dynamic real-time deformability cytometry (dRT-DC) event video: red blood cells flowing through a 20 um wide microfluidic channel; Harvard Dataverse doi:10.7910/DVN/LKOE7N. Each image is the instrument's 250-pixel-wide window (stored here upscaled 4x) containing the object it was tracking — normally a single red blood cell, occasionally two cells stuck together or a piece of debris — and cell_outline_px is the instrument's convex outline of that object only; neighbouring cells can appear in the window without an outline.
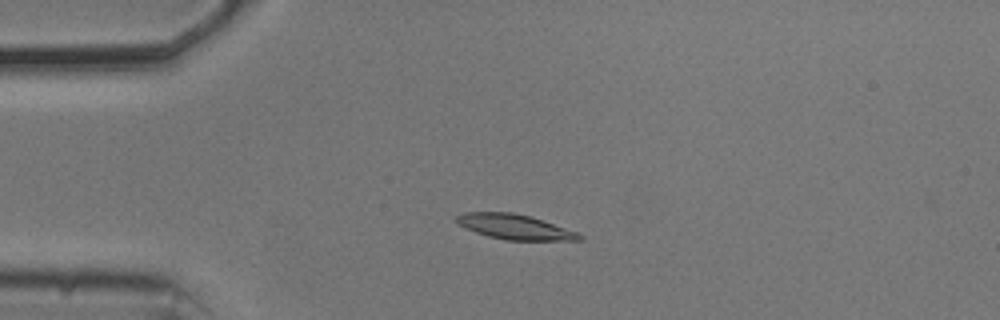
{"species": "common noctule bat (a hibernating species)", "species_latin": "Nyctalus noctula", "temperature_condition": "cold", "stored_images_in_passage": 42, "camera_frame_rate_fps": 3000, "um_per_image_px": 0.085, "animal": {"sex": "male", "body_mass_g": 20.5, "forearm_length_mm": 52.5}, "frame": {"image": 1, "passage_image": 1, "time_ms": 0.0, "image_size_px": [1000, 320], "cell_outline_px": [[584, 240], [508, 240], [488, 236], [476, 232], [456, 224], [452, 220], [456, 216], [464, 212], [512, 212], [528, 216], [580, 232], [584, 236]], "centroid_in_image_um": [43.74, 19.28], "position_along_channel_um": 41.3, "area_um2": 17.98}}
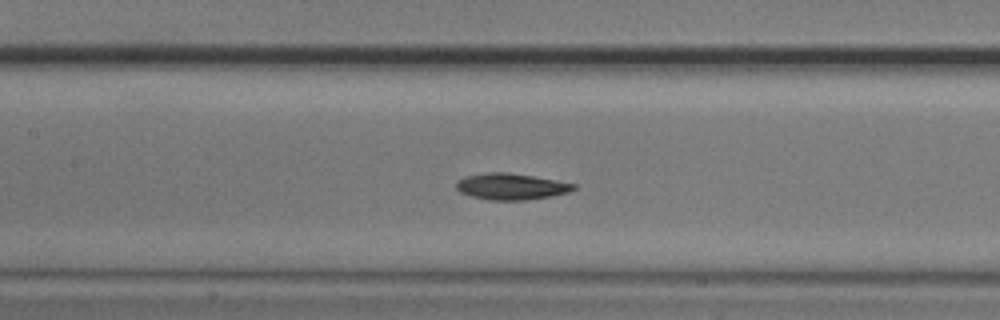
{"frame": {"image": 2, "passage_image": 13, "time_ms": 4.0, "image_size_px": [1000, 320], "cell_outline_px": [[576, 188], [568, 192], [552, 196], [528, 200], [492, 200], [472, 196], [460, 192], [456, 188], [456, 180], [464, 176], [488, 172], [508, 172], [556, 180], [576, 184]], "centroid_in_image_um": [43.43, 15.85], "position_along_channel_um": 164.0, "area_um2": 18.03}}
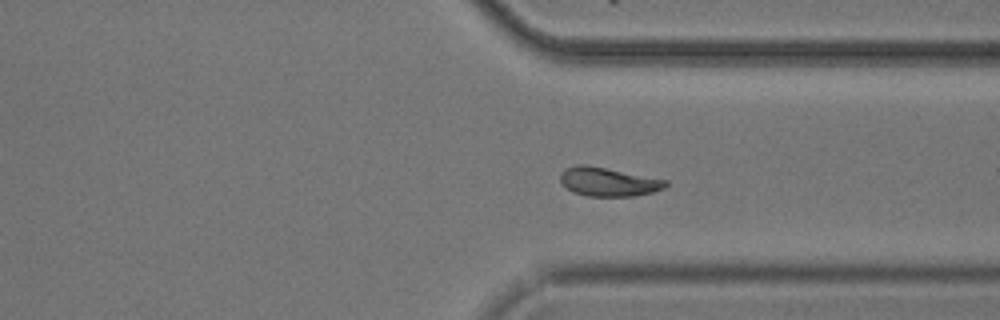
{"frame": {"image": 3, "passage_image": 29, "time_ms": 9.333, "image_size_px": [1000, 320], "cell_outline_px": [[668, 184], [664, 188], [652, 192], [632, 196], [588, 196], [572, 192], [560, 180], [560, 172], [564, 168], [576, 164], [584, 164], [668, 180]], "centroid_in_image_um": [51.68, 15.45], "position_along_channel_um": 359.7, "area_um2": 17.57}, "authors_computed_cell_mechanics": {"area_um2": 17.8602, "velocity_mm_per_s": 3.6777, "shape_relaxation_time_tau1_ms": 3.1382, "shape_relaxation_time_tau2_ms": 5.5448, "deformation_change_tau1": 0.1054, "deformation_change_tau2": 0.0817}}